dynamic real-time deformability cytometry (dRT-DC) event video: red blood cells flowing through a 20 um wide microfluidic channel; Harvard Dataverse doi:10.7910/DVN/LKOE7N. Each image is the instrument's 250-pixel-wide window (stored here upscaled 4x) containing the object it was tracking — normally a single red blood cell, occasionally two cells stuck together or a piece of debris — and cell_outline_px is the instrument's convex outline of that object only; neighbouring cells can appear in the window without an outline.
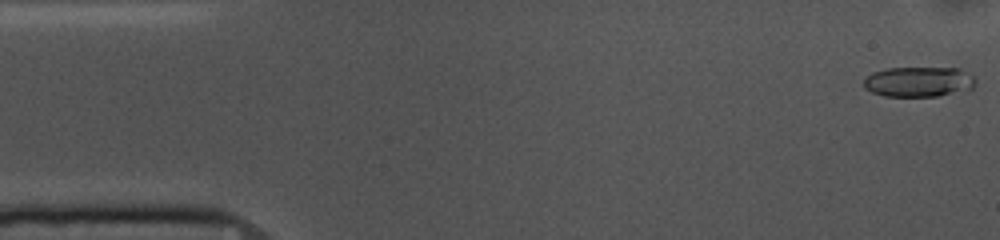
{"species": "common noctule bat (a hibernating species)", "species_latin": "Nyctalus noctula", "temperature_condition": "cold", "stored_images_in_passage": 13, "camera_frame_rate_fps": 3000, "um_per_image_px": 0.085, "animal": {"sex": "female", "body_mass_g": 10.0, "forearm_length_mm": 53.1}, "frame": {"image": 1, "passage_image": 1, "time_ms": 0.0, "image_size_px": [1000, 240], "cell_outline_px": [[976, 84], [972, 88], [936, 96], [884, 96], [872, 92], [864, 88], [864, 76], [872, 72], [888, 68], [960, 68], [976, 76]], "centroid_in_image_um": [78.08, 6.93], "position_along_channel_um": 6.9, "area_um2": 19.77}}
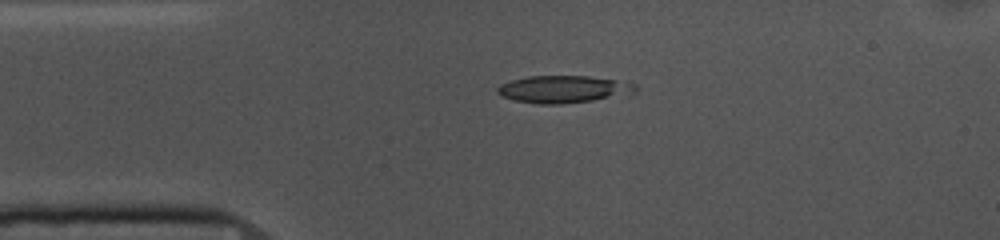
{"frame": {"image": 2, "passage_image": 11, "time_ms": 3.333, "image_size_px": [1000, 240], "cell_outline_px": [[640, 88], [632, 96], [560, 104], [536, 104], [516, 100], [500, 96], [496, 92], [496, 88], [500, 84], [512, 80], [528, 76], [588, 76], [628, 80], [636, 84]], "centroid_in_image_um": [48.06, 7.58], "position_along_channel_um": 36.9, "area_um2": 22.83}}